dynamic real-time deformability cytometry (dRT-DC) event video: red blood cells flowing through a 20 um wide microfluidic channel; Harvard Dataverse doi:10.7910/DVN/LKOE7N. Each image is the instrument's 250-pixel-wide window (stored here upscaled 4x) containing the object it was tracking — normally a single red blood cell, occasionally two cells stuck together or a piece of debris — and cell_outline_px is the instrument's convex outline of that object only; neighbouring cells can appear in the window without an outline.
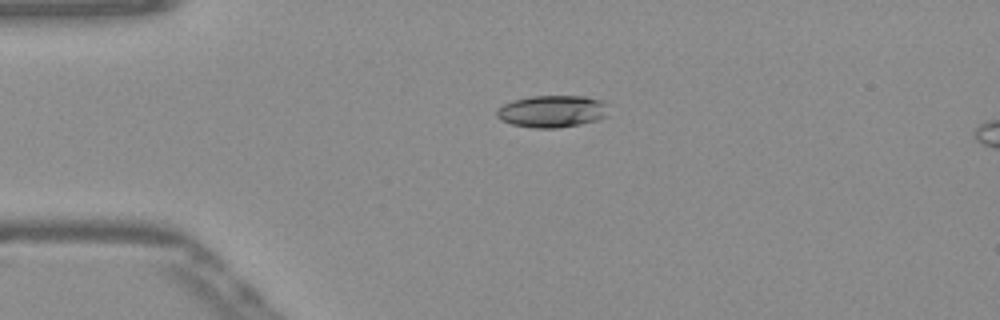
{"species": "Egyptian fruit bat (a non-hibernating species)", "species_latin": "Rousettus aegyptiacus", "temperature_condition": "warm", "stored_images_in_passage": 35, "camera_frame_rate_fps": 3000, "um_per_image_px": 0.085, "frame": {"image": 1, "passage_image": 1, "time_ms": 0.0, "image_size_px": [1000, 320], "cell_outline_px": [[608, 116], [596, 120], [580, 124], [556, 128], [536, 128], [512, 124], [500, 120], [496, 116], [496, 112], [504, 104], [516, 100], [532, 96], [584, 96], [600, 100], [604, 104]], "centroid_in_image_um": [46.92, 9.47], "position_along_channel_um": 38.1, "area_um2": 20.58}}
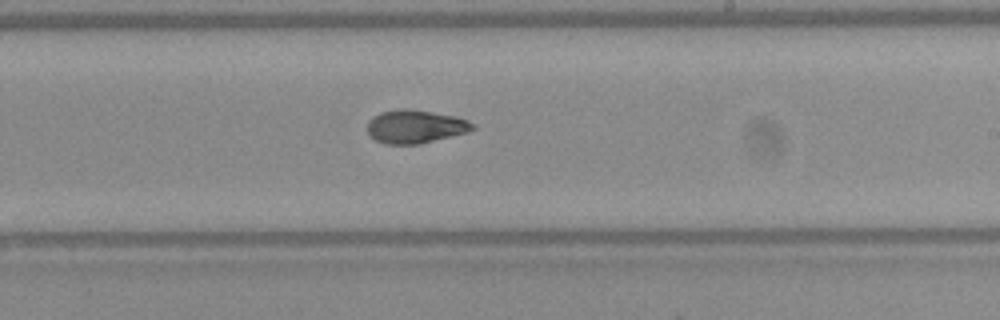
{"frame": {"image": 2, "passage_image": 20, "time_ms": 6.333, "image_size_px": [1000, 320], "cell_outline_px": [[476, 128], [468, 132], [420, 144], [384, 144], [368, 136], [368, 120], [372, 116], [380, 112], [400, 108], [408, 108], [456, 116], [468, 120], [476, 124]], "centroid_in_image_um": [35.3, 10.75], "position_along_channel_um": 253.7, "area_um2": 20.75}}
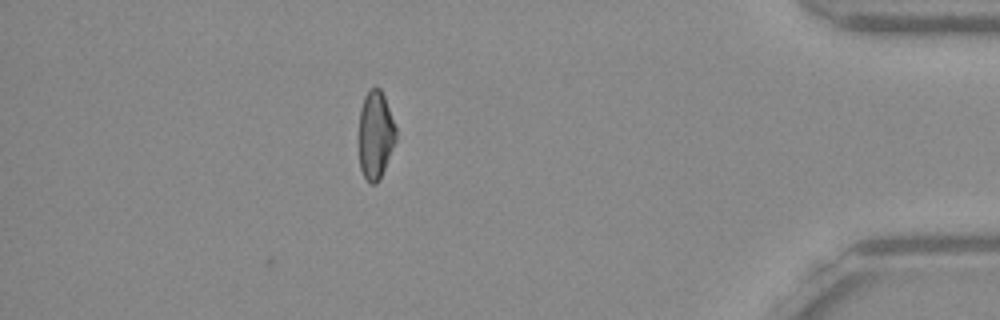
{"frame": {"image": 3, "passage_image": 35, "time_ms": 11.333, "image_size_px": [1000, 320], "cell_outline_px": [[396, 140], [384, 168], [376, 184], [368, 184], [360, 168], [360, 108], [364, 96], [376, 84], [380, 88], [384, 96], [396, 128]], "centroid_in_image_um": [31.91, 11.45], "position_along_channel_um": 403.3, "area_um2": 18.73}, "authors_computed_cell_mechanics": {"area_um2": 20.4034, "velocity_mm_per_s": 3.883, "shape_relaxation_time_tau1_ms": 5.6784, "shape_relaxation_time_tau2_ms": 2.5292, "deformation_change_tau1": 0.1704, "deformation_change_tau2": 0.0714}}